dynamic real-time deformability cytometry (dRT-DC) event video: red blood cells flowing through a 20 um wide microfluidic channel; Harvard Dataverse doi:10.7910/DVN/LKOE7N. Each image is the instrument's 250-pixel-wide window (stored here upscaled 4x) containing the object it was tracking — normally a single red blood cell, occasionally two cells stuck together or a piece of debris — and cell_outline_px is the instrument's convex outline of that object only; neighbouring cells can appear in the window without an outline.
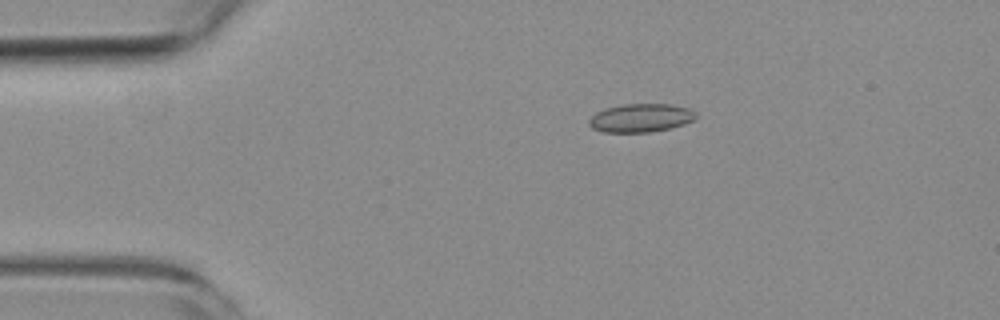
{"species": "common noctule bat (a hibernating species)", "species_latin": "Nyctalus noctula", "temperature_condition": "room temperature", "stored_images_in_passage": 5, "camera_frame_rate_fps": 3000, "um_per_image_px": 0.085, "animal": {"sex": "female", "body_mass_g": 19.3, "forearm_length_mm": 54.1}, "frame": {"image": 1, "passage_image": 4, "time_ms": 3.333, "image_size_px": [1000, 320], "cell_outline_px": [[696, 116], [692, 120], [684, 124], [672, 128], [648, 132], [604, 132], [592, 128], [588, 124], [588, 120], [596, 112], [604, 108], [624, 104], [672, 104], [688, 108], [696, 112]], "centroid_in_image_um": [54.45, 10.02], "position_along_channel_um": 30.6, "area_um2": 17.74}}